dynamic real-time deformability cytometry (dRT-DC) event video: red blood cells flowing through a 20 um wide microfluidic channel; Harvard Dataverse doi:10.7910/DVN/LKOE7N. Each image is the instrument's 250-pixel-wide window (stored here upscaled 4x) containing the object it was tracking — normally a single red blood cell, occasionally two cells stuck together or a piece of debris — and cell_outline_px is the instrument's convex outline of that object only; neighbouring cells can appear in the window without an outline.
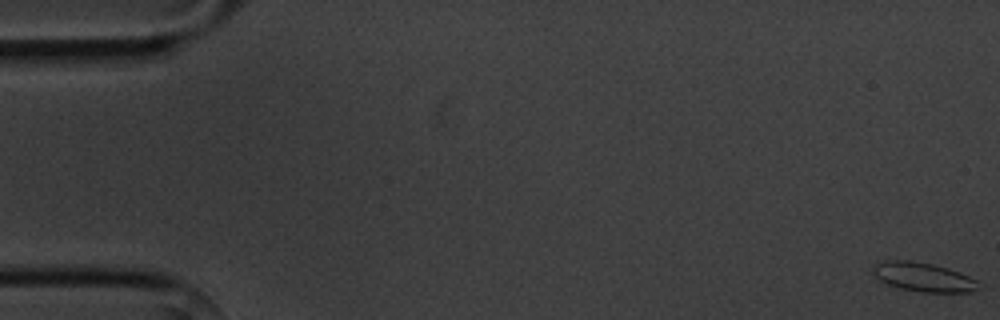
{"species": "common noctule bat (a hibernating species)", "species_latin": "Nyctalus noctula", "temperature_condition": "cold", "stored_images_in_passage": 8, "camera_frame_rate_fps": 3000, "um_per_image_px": 0.085, "animal": {"sex": "male", "body_mass_g": 20.1, "forearm_length_mm": 53.5}, "frame": {"image": 1, "passage_image": 1, "time_ms": 0.0, "image_size_px": [1000, 320], "cell_outline_px": [[976, 288], [968, 292], [920, 292], [900, 288], [888, 284], [880, 280], [872, 272], [872, 268], [876, 264], [884, 260], [908, 260], [932, 264], [948, 268], [960, 272], [976, 280]], "centroid_in_image_um": [78.43, 23.54], "position_along_channel_um": 6.6, "area_um2": 17.57}}
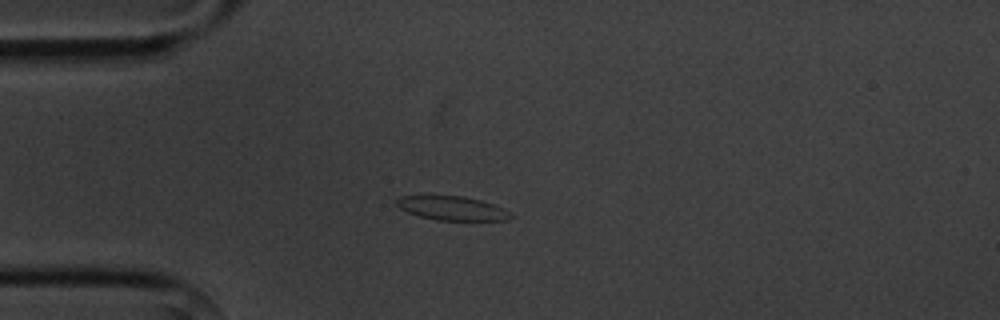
{"frame": {"image": 2, "passage_image": 5, "time_ms": 4.667, "image_size_px": [1000, 320], "cell_outline_px": [[512, 216], [508, 220], [436, 220], [420, 216], [408, 212], [400, 208], [396, 204], [396, 200], [400, 196], [464, 196], [480, 200], [504, 208]], "centroid_in_image_um": [38.42, 17.7], "position_along_channel_um": 46.6, "area_um2": 15.72}}
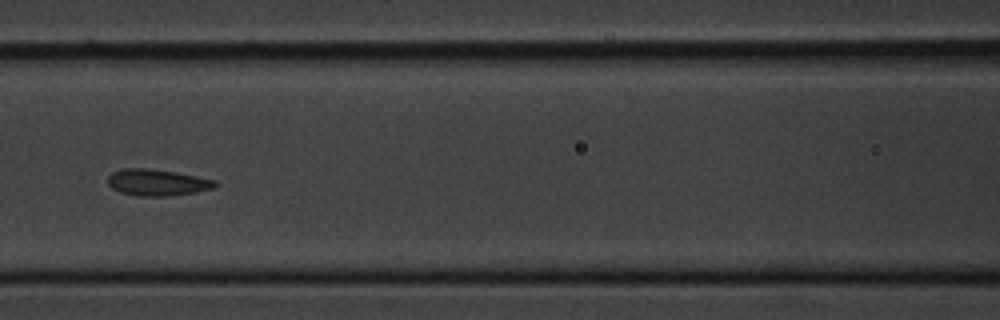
{"frame": {"image": 3, "passage_image": 8, "time_ms": 8.0, "image_size_px": [1000, 320], "cell_outline_px": [[216, 188], [196, 192], [164, 196], [136, 196], [120, 192], [112, 188], [108, 184], [108, 176], [112, 172], [124, 168], [148, 168], [176, 172], [216, 180]], "centroid_in_image_um": [13.35, 15.51], "position_along_channel_um": 153.2, "area_um2": 16.59}}